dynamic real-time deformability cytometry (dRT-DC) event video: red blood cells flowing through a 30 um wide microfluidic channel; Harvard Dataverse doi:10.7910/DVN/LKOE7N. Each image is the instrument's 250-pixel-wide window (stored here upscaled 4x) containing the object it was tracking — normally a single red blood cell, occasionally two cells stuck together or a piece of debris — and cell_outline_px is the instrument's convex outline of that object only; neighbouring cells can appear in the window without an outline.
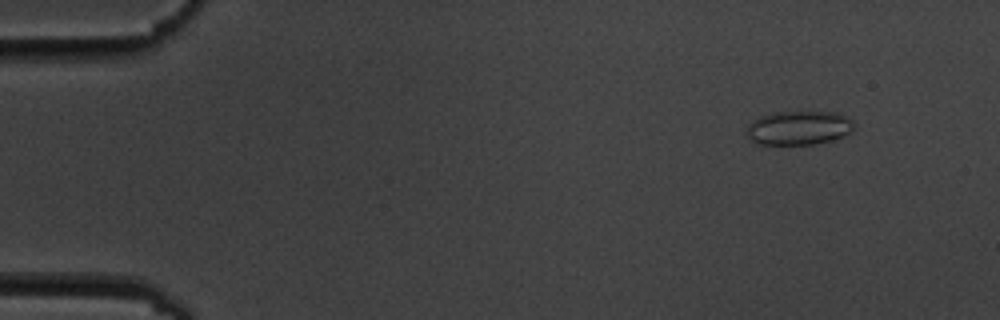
{"species": "common noctule bat (a hibernating species)", "species_latin": "Nyctalus noctula", "temperature_condition": "cold", "stored_images_in_passage": 7, "camera_frame_rate_fps": 3000, "um_per_image_px": 0.085, "animal": {"sex": "male", "body_mass_g": 19.5, "forearm_length_mm": 54.6}, "frame": {"image": 1, "passage_image": 2, "time_ms": 1.333, "image_size_px": [1000, 320], "cell_outline_px": [[856, 124], [852, 132], [836, 140], [816, 144], [760, 144], [752, 140], [748, 136], [748, 124], [760, 116], [772, 112], [836, 112], [852, 120]], "centroid_in_image_um": [67.96, 10.87], "position_along_channel_um": 17.0, "area_um2": 21.39}}
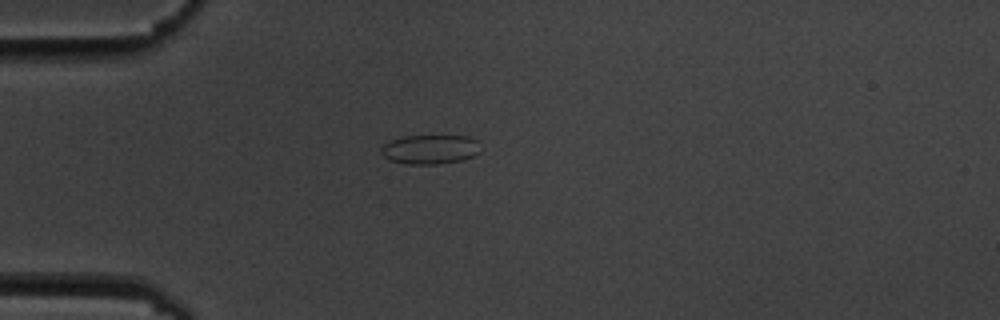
{"frame": {"image": 2, "passage_image": 5, "time_ms": 4.667, "image_size_px": [1000, 320], "cell_outline_px": [[480, 152], [472, 156], [460, 160], [436, 164], [404, 164], [388, 160], [380, 152], [380, 148], [388, 140], [404, 136], [468, 136], [476, 140]], "centroid_in_image_um": [36.49, 12.69], "position_along_channel_um": 48.5, "area_um2": 16.99}}
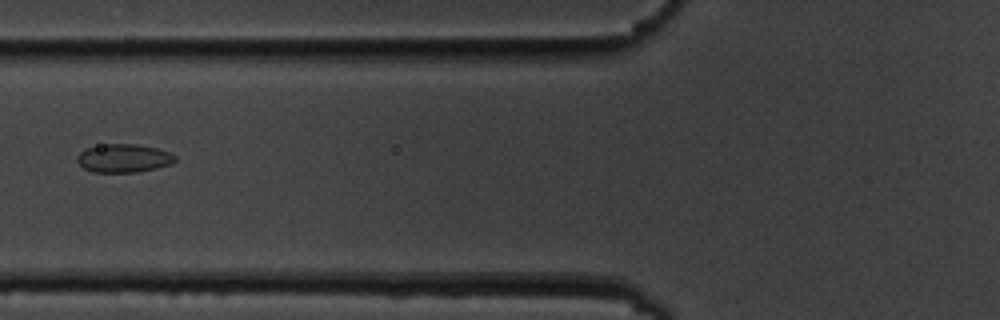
{"frame": {"image": 3, "passage_image": 7, "time_ms": 7.0, "image_size_px": [1000, 320], "cell_outline_px": [[176, 160], [172, 164], [156, 168], [136, 172], [92, 172], [84, 168], [76, 160], [76, 156], [80, 152], [88, 148], [108, 144], [136, 144], [156, 148], [168, 152], [176, 156]], "centroid_in_image_um": [10.52, 13.46], "position_along_channel_um": 115.3, "area_um2": 16.07}}